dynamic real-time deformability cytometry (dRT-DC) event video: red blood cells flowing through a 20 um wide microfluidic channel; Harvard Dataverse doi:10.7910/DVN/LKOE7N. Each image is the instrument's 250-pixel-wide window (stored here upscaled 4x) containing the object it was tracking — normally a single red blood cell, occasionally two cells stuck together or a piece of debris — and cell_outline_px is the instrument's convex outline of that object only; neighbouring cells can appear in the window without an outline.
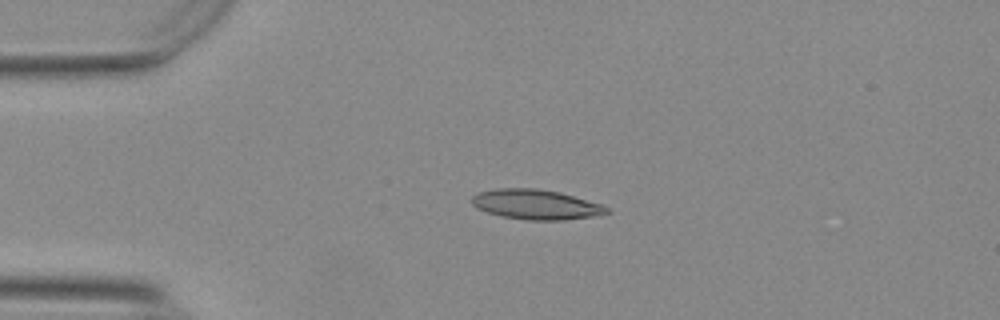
{"species": "Egyptian fruit bat (a non-hibernating species)", "species_latin": "Rousettus aegyptiacus", "temperature_condition": "warm", "stored_images_in_passage": 43, "camera_frame_rate_fps": 3000, "um_per_image_px": 0.085, "animal": {"sex": "female"}, "frame": {"image": 1, "passage_image": 1, "time_ms": 0.0, "image_size_px": [1000, 320], "cell_outline_px": [[612, 212], [600, 216], [564, 220], [528, 220], [500, 216], [476, 208], [472, 204], [472, 196], [476, 192], [496, 188], [536, 188], [560, 192], [600, 204], [608, 208]], "centroid_in_image_um": [45.56, 17.38], "position_along_channel_um": 39.4, "area_um2": 23.76}}
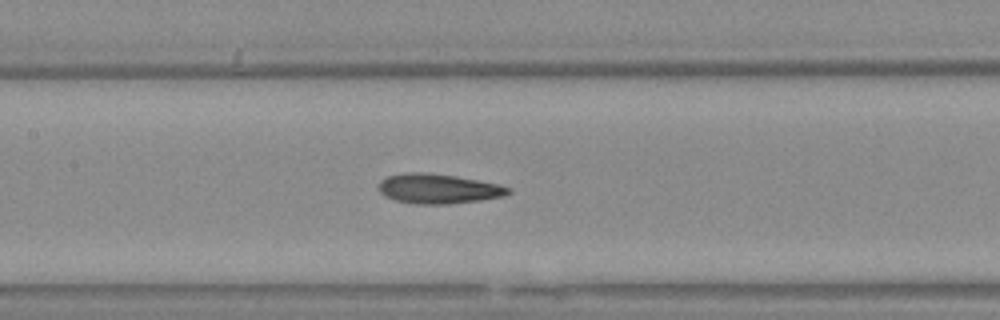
{"frame": {"image": 2, "passage_image": 14, "time_ms": 4.333, "image_size_px": [1000, 320], "cell_outline_px": [[512, 192], [504, 196], [480, 200], [448, 204], [416, 204], [396, 200], [384, 196], [380, 192], [380, 180], [388, 176], [404, 172], [424, 172], [456, 176], [496, 184], [512, 188]], "centroid_in_image_um": [37.25, 16.04], "position_along_channel_um": 170.1, "area_um2": 22.37}}
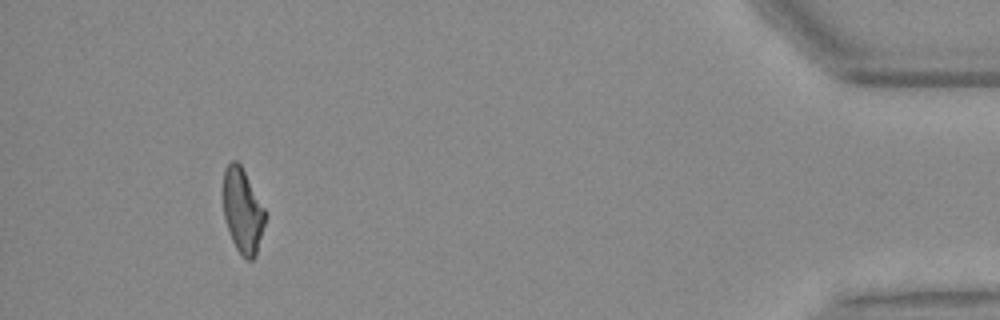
{"frame": {"image": 3, "passage_image": 39, "time_ms": 12.667, "image_size_px": [1000, 320], "cell_outline_px": [[268, 216], [256, 256], [252, 260], [244, 260], [236, 248], [232, 240], [224, 216], [224, 172], [228, 164], [232, 160], [236, 160], [240, 164], [264, 208]], "centroid_in_image_um": [20.66, 17.98], "position_along_channel_um": 414.5, "area_um2": 20.63}, "authors_computed_cell_mechanics": {"area_um2": 22.1952, "velocity_mm_per_s": 3.7309, "shape_relaxation_time_tau1_ms": null, "shape_relaxation_time_tau2_ms": 2.9, "deformation_change_tau1": null, "deformation_change_tau2": 0.1099}}